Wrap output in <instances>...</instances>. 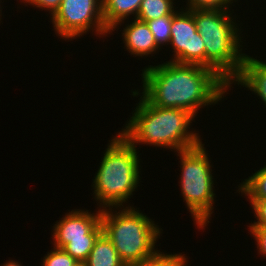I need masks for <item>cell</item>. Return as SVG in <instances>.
<instances>
[{"label":"cell","mask_w":266,"mask_h":266,"mask_svg":"<svg viewBox=\"0 0 266 266\" xmlns=\"http://www.w3.org/2000/svg\"><path fill=\"white\" fill-rule=\"evenodd\" d=\"M140 75L142 91L138 93L149 104L183 109L194 117L202 107L224 100L229 91V84L223 78L201 65L166 61L148 65Z\"/></svg>","instance_id":"1"},{"label":"cell","mask_w":266,"mask_h":266,"mask_svg":"<svg viewBox=\"0 0 266 266\" xmlns=\"http://www.w3.org/2000/svg\"><path fill=\"white\" fill-rule=\"evenodd\" d=\"M131 90L133 97L140 96L132 116L120 133L137 148V145L162 147L178 152L199 145L203 139L192 121L195 117L188 111L178 108H161L149 104L139 93ZM189 129H192L191 131Z\"/></svg>","instance_id":"2"},{"label":"cell","mask_w":266,"mask_h":266,"mask_svg":"<svg viewBox=\"0 0 266 266\" xmlns=\"http://www.w3.org/2000/svg\"><path fill=\"white\" fill-rule=\"evenodd\" d=\"M112 138L92 179L93 198L101 210L110 207H130V203H126L138 190L141 180V159L138 149L120 132Z\"/></svg>","instance_id":"3"},{"label":"cell","mask_w":266,"mask_h":266,"mask_svg":"<svg viewBox=\"0 0 266 266\" xmlns=\"http://www.w3.org/2000/svg\"><path fill=\"white\" fill-rule=\"evenodd\" d=\"M231 12L230 9L194 10L196 29L205 47V67L214 70L229 85L240 73L246 55L241 45L243 31Z\"/></svg>","instance_id":"4"},{"label":"cell","mask_w":266,"mask_h":266,"mask_svg":"<svg viewBox=\"0 0 266 266\" xmlns=\"http://www.w3.org/2000/svg\"><path fill=\"white\" fill-rule=\"evenodd\" d=\"M156 224L133 205L101 210L103 233L126 266L148 259L159 251L156 243L163 230Z\"/></svg>","instance_id":"5"},{"label":"cell","mask_w":266,"mask_h":266,"mask_svg":"<svg viewBox=\"0 0 266 266\" xmlns=\"http://www.w3.org/2000/svg\"><path fill=\"white\" fill-rule=\"evenodd\" d=\"M204 143L178 151L181 177L179 186L183 202L198 229L204 230L210 223L215 204L214 176L211 158Z\"/></svg>","instance_id":"6"},{"label":"cell","mask_w":266,"mask_h":266,"mask_svg":"<svg viewBox=\"0 0 266 266\" xmlns=\"http://www.w3.org/2000/svg\"><path fill=\"white\" fill-rule=\"evenodd\" d=\"M98 210V211H97ZM96 213L88 210L73 209L53 224V246L63 249L79 263L83 264L97 238L103 233L101 209Z\"/></svg>","instance_id":"7"},{"label":"cell","mask_w":266,"mask_h":266,"mask_svg":"<svg viewBox=\"0 0 266 266\" xmlns=\"http://www.w3.org/2000/svg\"><path fill=\"white\" fill-rule=\"evenodd\" d=\"M50 20L57 37L65 41L80 38L94 30V35H99V39L110 33L103 21L102 0H62Z\"/></svg>","instance_id":"8"},{"label":"cell","mask_w":266,"mask_h":266,"mask_svg":"<svg viewBox=\"0 0 266 266\" xmlns=\"http://www.w3.org/2000/svg\"><path fill=\"white\" fill-rule=\"evenodd\" d=\"M169 45L174 52L170 61L205 67V47L196 29L194 10L177 9L172 15Z\"/></svg>","instance_id":"9"},{"label":"cell","mask_w":266,"mask_h":266,"mask_svg":"<svg viewBox=\"0 0 266 266\" xmlns=\"http://www.w3.org/2000/svg\"><path fill=\"white\" fill-rule=\"evenodd\" d=\"M129 22H131L129 24ZM125 24V28L121 31L122 40L125 44L123 48L133 57H148L149 55L159 53L161 48L156 44L154 35L152 34L147 22H143L134 18Z\"/></svg>","instance_id":"10"},{"label":"cell","mask_w":266,"mask_h":266,"mask_svg":"<svg viewBox=\"0 0 266 266\" xmlns=\"http://www.w3.org/2000/svg\"><path fill=\"white\" fill-rule=\"evenodd\" d=\"M233 84L246 87L255 93L266 108V60L261 61L246 53L240 73L229 85L230 90Z\"/></svg>","instance_id":"11"},{"label":"cell","mask_w":266,"mask_h":266,"mask_svg":"<svg viewBox=\"0 0 266 266\" xmlns=\"http://www.w3.org/2000/svg\"><path fill=\"white\" fill-rule=\"evenodd\" d=\"M142 0H102L103 2V21L105 26L110 30L109 34H113L121 24L132 15L137 17ZM120 25V26H119Z\"/></svg>","instance_id":"12"},{"label":"cell","mask_w":266,"mask_h":266,"mask_svg":"<svg viewBox=\"0 0 266 266\" xmlns=\"http://www.w3.org/2000/svg\"><path fill=\"white\" fill-rule=\"evenodd\" d=\"M84 266H126L109 238L102 233L96 240Z\"/></svg>","instance_id":"13"},{"label":"cell","mask_w":266,"mask_h":266,"mask_svg":"<svg viewBox=\"0 0 266 266\" xmlns=\"http://www.w3.org/2000/svg\"><path fill=\"white\" fill-rule=\"evenodd\" d=\"M174 0H142L136 19L152 21L163 16H172L177 10Z\"/></svg>","instance_id":"14"},{"label":"cell","mask_w":266,"mask_h":266,"mask_svg":"<svg viewBox=\"0 0 266 266\" xmlns=\"http://www.w3.org/2000/svg\"><path fill=\"white\" fill-rule=\"evenodd\" d=\"M240 185V186H239ZM238 185L237 192L247 199H266V165Z\"/></svg>","instance_id":"15"},{"label":"cell","mask_w":266,"mask_h":266,"mask_svg":"<svg viewBox=\"0 0 266 266\" xmlns=\"http://www.w3.org/2000/svg\"><path fill=\"white\" fill-rule=\"evenodd\" d=\"M189 259L185 254H167L160 250L152 257L128 266H187Z\"/></svg>","instance_id":"16"},{"label":"cell","mask_w":266,"mask_h":266,"mask_svg":"<svg viewBox=\"0 0 266 266\" xmlns=\"http://www.w3.org/2000/svg\"><path fill=\"white\" fill-rule=\"evenodd\" d=\"M171 23L172 16H163L152 21H147V24L154 35L156 44L161 48L168 45L171 38Z\"/></svg>","instance_id":"17"},{"label":"cell","mask_w":266,"mask_h":266,"mask_svg":"<svg viewBox=\"0 0 266 266\" xmlns=\"http://www.w3.org/2000/svg\"><path fill=\"white\" fill-rule=\"evenodd\" d=\"M41 260L42 266H79V263L76 259H74L71 255L65 252L61 248H57L53 246V249L50 252H46Z\"/></svg>","instance_id":"18"},{"label":"cell","mask_w":266,"mask_h":266,"mask_svg":"<svg viewBox=\"0 0 266 266\" xmlns=\"http://www.w3.org/2000/svg\"><path fill=\"white\" fill-rule=\"evenodd\" d=\"M238 0H186L184 9L196 10V9H218L229 10L234 2ZM231 5V6H230Z\"/></svg>","instance_id":"19"},{"label":"cell","mask_w":266,"mask_h":266,"mask_svg":"<svg viewBox=\"0 0 266 266\" xmlns=\"http://www.w3.org/2000/svg\"><path fill=\"white\" fill-rule=\"evenodd\" d=\"M256 220L248 227H266V199H249Z\"/></svg>","instance_id":"20"},{"label":"cell","mask_w":266,"mask_h":266,"mask_svg":"<svg viewBox=\"0 0 266 266\" xmlns=\"http://www.w3.org/2000/svg\"><path fill=\"white\" fill-rule=\"evenodd\" d=\"M21 3H26L25 5L29 4L30 6H33L34 8H39L41 11L47 10L49 11L50 18L54 16V14L58 11L62 0H20Z\"/></svg>","instance_id":"21"},{"label":"cell","mask_w":266,"mask_h":266,"mask_svg":"<svg viewBox=\"0 0 266 266\" xmlns=\"http://www.w3.org/2000/svg\"><path fill=\"white\" fill-rule=\"evenodd\" d=\"M250 235L254 237L258 254L266 257V227H248Z\"/></svg>","instance_id":"22"},{"label":"cell","mask_w":266,"mask_h":266,"mask_svg":"<svg viewBox=\"0 0 266 266\" xmlns=\"http://www.w3.org/2000/svg\"><path fill=\"white\" fill-rule=\"evenodd\" d=\"M1 266H23V265L21 264V262L9 259L8 261H6Z\"/></svg>","instance_id":"23"},{"label":"cell","mask_w":266,"mask_h":266,"mask_svg":"<svg viewBox=\"0 0 266 266\" xmlns=\"http://www.w3.org/2000/svg\"><path fill=\"white\" fill-rule=\"evenodd\" d=\"M1 2H2V0H0V17H2V8H4V7H1ZM0 22H2L1 18H0Z\"/></svg>","instance_id":"24"}]
</instances>
